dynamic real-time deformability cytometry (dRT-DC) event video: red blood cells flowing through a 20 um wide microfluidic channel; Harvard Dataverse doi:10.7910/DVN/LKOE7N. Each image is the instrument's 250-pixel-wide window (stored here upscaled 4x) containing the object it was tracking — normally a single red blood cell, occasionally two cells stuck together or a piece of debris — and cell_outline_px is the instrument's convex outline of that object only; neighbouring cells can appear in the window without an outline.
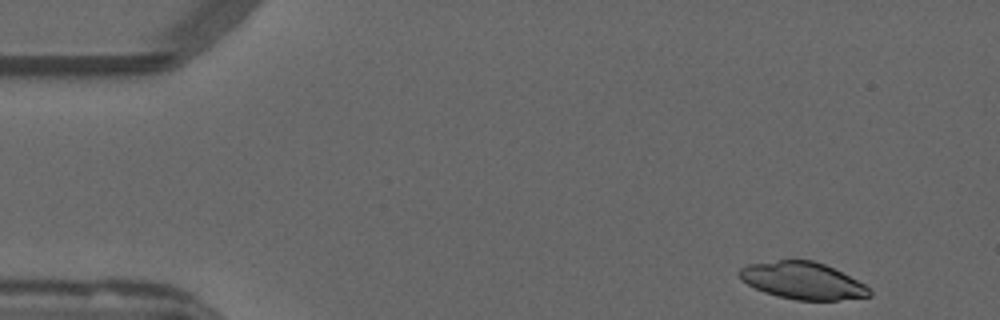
{"species": "common noctule bat (a hibernating species)", "species_latin": "Nyctalus noctula", "temperature_condition": "warm", "stored_images_in_passage": 50, "camera_frame_rate_fps": 3000, "um_per_image_px": 0.085, "animal": {"sex": "male", "forearm_length_mm": 52.5}, "frame": {"image": 1, "passage_image": 2, "time_ms": 0.333, "image_size_px": [1000, 320], "cell_outline_px": [[872, 296], [836, 300], [796, 300], [776, 296], [764, 292], [748, 284], [736, 272], [740, 268], [748, 264], [780, 260], [812, 260], [824, 264], [872, 288]], "centroid_in_image_um": [68.23, 23.86], "position_along_channel_um": 16.8, "area_um2": 27.86}}
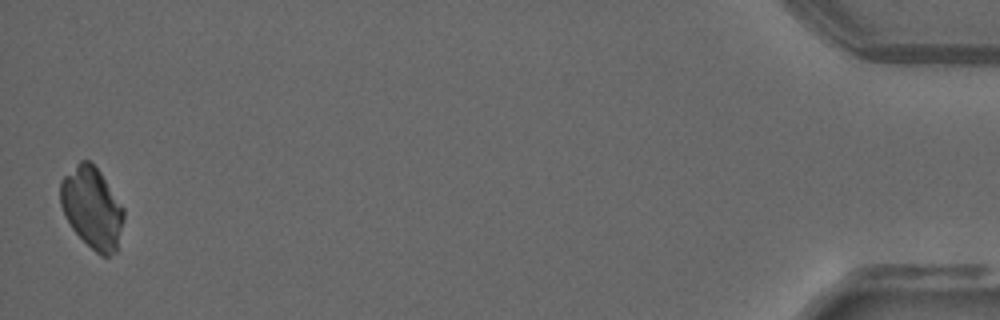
{"frame": {"image": 2, "passage_image": 50, "time_ms": 16.333, "image_size_px": [1000, 320], "cell_outline_px": [[124, 220], [116, 252], [108, 256], [100, 256], [72, 228], [60, 204], [60, 180], [80, 160], [88, 160], [100, 172], [124, 208]], "centroid_in_image_um": [7.83, 17.66], "position_along_channel_um": 427.4, "area_um2": 29.65}}